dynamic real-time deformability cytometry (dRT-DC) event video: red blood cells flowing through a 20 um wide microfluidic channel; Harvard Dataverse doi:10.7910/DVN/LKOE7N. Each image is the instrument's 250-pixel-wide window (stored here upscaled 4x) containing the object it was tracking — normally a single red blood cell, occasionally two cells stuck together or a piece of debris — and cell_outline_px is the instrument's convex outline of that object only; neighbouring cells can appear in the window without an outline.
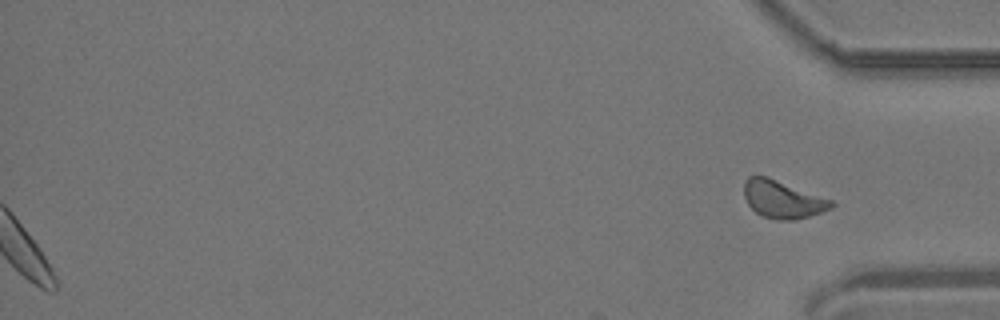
{"species": "common noctule bat (a hibernating species)", "species_latin": "Nyctalus noctula", "temperature_condition": "room temperature", "stored_images_in_passage": 54, "segment_of_instrument_passage": [2, 2], "camera_frame_rate_fps": 3000, "um_per_image_px": 0.085, "animal": {"sex": "male", "body_mass_g": 19.2, "forearm_length_mm": 51.8}, "frame": {"image": 1, "passage_image": 54, "time_ms": 17.667, "image_size_px": [1000, 320], "cell_outline_px": [[836, 204], [832, 208], [808, 216], [792, 220], [776, 220], [764, 216], [756, 212], [748, 204], [744, 196], [744, 180], [748, 176], [768, 176], [832, 200]], "centroid_in_image_um": [66.51, 16.93], "position_along_channel_um": 368.7, "area_um2": 19.07}}